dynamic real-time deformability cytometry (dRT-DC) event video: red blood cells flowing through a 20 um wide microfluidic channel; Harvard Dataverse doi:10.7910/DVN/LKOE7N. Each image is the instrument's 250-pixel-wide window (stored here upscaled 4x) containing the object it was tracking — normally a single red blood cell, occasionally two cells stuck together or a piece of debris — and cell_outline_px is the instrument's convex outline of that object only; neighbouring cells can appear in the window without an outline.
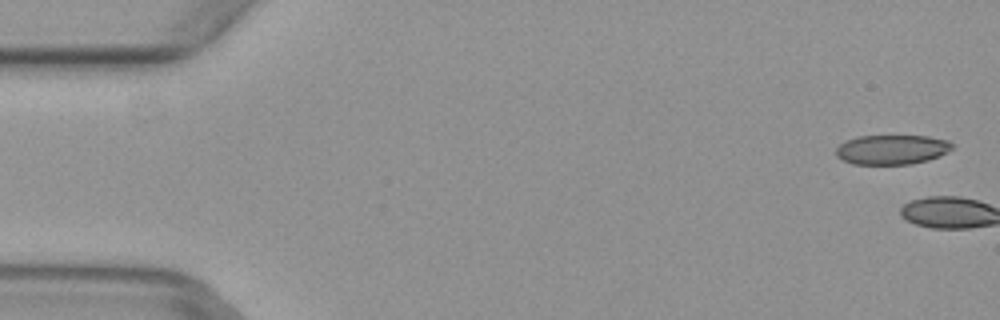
{"species": "common noctule bat (a hibernating species)", "species_latin": "Nyctalus noctula", "temperature_condition": "warm", "stored_images_in_passage": 5, "camera_frame_rate_fps": 3000, "um_per_image_px": 0.085, "animal": {"sex": "female", "body_mass_g": 29.2, "forearm_length_mm": 56.3}, "frame": {"image": 1, "passage_image": 1, "time_ms": 0.0, "image_size_px": [1000, 320], "cell_outline_px": [[952, 148], [948, 152], [940, 156], [928, 160], [912, 164], [852, 164], [836, 156], [836, 148], [844, 140], [856, 136], [928, 136], [948, 140], [952, 144]], "centroid_in_image_um": [75.8, 12.71], "position_along_channel_um": 9.2, "area_um2": 20.17}}